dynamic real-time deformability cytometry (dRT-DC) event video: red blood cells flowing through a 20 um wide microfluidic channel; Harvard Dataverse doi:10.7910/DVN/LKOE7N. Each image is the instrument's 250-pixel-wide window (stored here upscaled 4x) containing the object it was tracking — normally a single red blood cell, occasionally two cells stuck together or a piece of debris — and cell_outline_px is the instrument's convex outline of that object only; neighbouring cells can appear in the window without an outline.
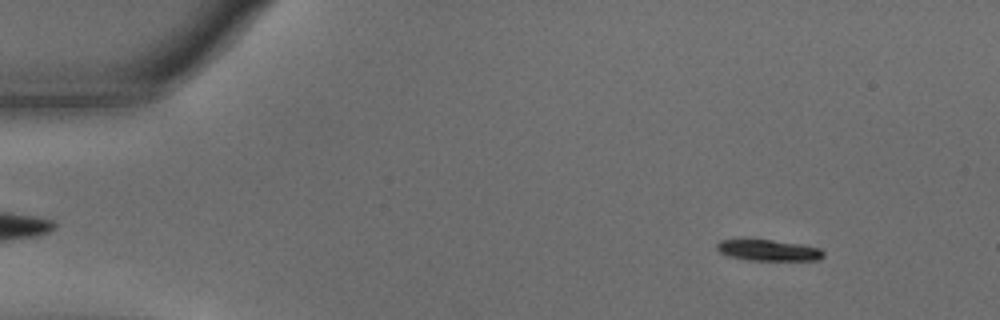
{"species": "common noctule bat (a hibernating species)", "species_latin": "Nyctalus noctula", "temperature_condition": "warm", "stored_images_in_passage": 13, "camera_frame_rate_fps": 3000, "um_per_image_px": 0.085, "animal": {"sex": "male", "body_mass_g": 15.6}, "frame": {"image": 1, "passage_image": 6, "time_ms": 1.667, "image_size_px": [1000, 320], "cell_outline_px": [[824, 256], [820, 260], [748, 260], [728, 256], [720, 252], [716, 248], [716, 244], [720, 240], [772, 240], [800, 244], [820, 248], [824, 252]], "centroid_in_image_um": [65.33, 21.28], "position_along_channel_um": 19.7, "area_um2": 13.01}}